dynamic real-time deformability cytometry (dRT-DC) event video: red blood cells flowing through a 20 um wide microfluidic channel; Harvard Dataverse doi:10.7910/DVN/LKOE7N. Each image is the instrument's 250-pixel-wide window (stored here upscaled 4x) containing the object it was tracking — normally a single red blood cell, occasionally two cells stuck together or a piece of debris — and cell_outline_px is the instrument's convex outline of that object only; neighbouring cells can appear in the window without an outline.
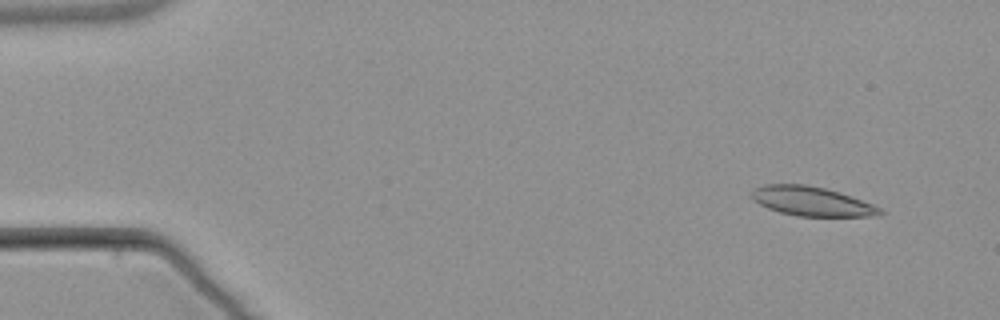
{"species": "common noctule bat (a hibernating species)", "species_latin": "Nyctalus noctula", "temperature_condition": "warm", "stored_images_in_passage": 4, "camera_frame_rate_fps": 3000, "um_per_image_px": 0.085, "animal": {"sex": "male", "body_mass_g": 21.5, "forearm_length_mm": 52.0}, "frame": {"image": 1, "passage_image": 1, "time_ms": 0.0, "image_size_px": [1000, 320], "cell_outline_px": [[884, 212], [876, 216], [796, 216], [780, 212], [768, 208], [760, 204], [752, 196], [752, 192], [756, 188], [764, 184], [804, 184], [824, 188], [872, 204], [880, 208]], "centroid_in_image_um": [68.98, 17.12], "position_along_channel_um": 16.0, "area_um2": 21.39}}
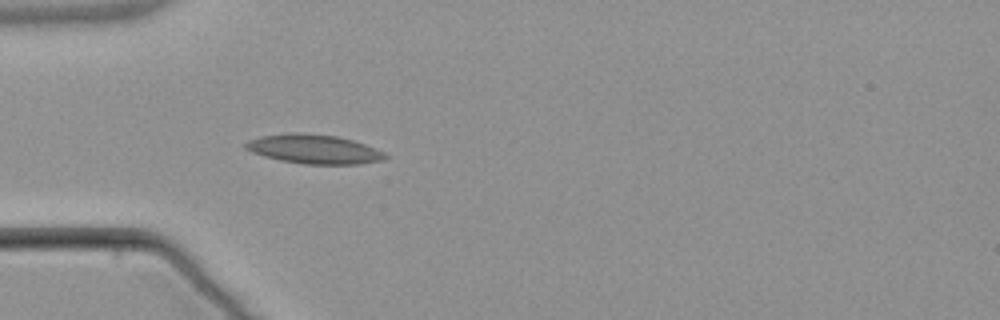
{"frame": {"image": 2, "passage_image": 4, "time_ms": 4.0, "image_size_px": [1000, 320], "cell_outline_px": [[388, 156], [384, 160], [360, 164], [304, 164], [280, 160], [264, 156], [252, 152], [244, 148], [244, 144], [248, 140], [260, 136], [288, 132], [300, 132], [336, 136], [352, 140], [364, 144], [384, 152]], "centroid_in_image_um": [26.66, 12.67], "position_along_channel_um": 58.3, "area_um2": 23.81}}